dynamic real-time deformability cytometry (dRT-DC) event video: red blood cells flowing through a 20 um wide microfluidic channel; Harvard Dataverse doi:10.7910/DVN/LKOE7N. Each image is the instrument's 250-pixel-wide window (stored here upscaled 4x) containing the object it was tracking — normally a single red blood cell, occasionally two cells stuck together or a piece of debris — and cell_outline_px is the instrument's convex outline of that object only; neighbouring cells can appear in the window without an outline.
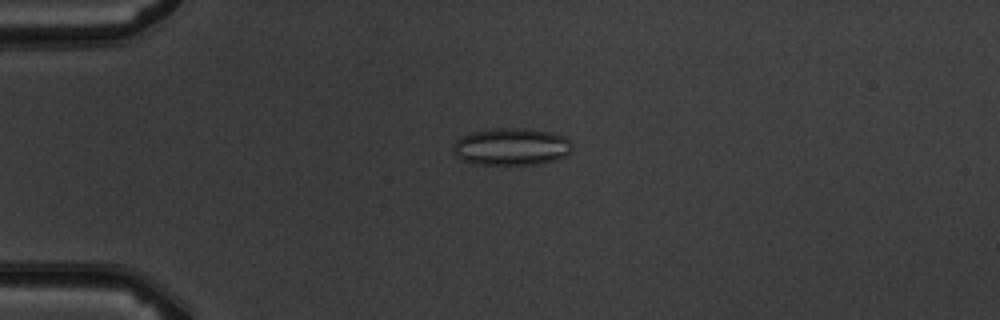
{"species": "common noctule bat (a hibernating species)", "species_latin": "Nyctalus noctula", "temperature_condition": "warm", "stored_images_in_passage": 4, "camera_frame_rate_fps": 3000, "um_per_image_px": 0.085, "animal": {"sex": "male", "body_mass_g": 19.5, "forearm_length_mm": 54.6}, "frame": {"image": 1, "passage_image": 3, "time_ms": 2.333, "image_size_px": [1000, 320], "cell_outline_px": [[572, 152], [568, 156], [556, 160], [540, 164], [476, 164], [460, 160], [452, 152], [452, 148], [456, 140], [472, 132], [496, 128], [524, 128], [552, 132], [564, 136], [572, 140]], "centroid_in_image_um": [43.52, 12.47], "position_along_channel_um": 41.5, "area_um2": 26.24}}